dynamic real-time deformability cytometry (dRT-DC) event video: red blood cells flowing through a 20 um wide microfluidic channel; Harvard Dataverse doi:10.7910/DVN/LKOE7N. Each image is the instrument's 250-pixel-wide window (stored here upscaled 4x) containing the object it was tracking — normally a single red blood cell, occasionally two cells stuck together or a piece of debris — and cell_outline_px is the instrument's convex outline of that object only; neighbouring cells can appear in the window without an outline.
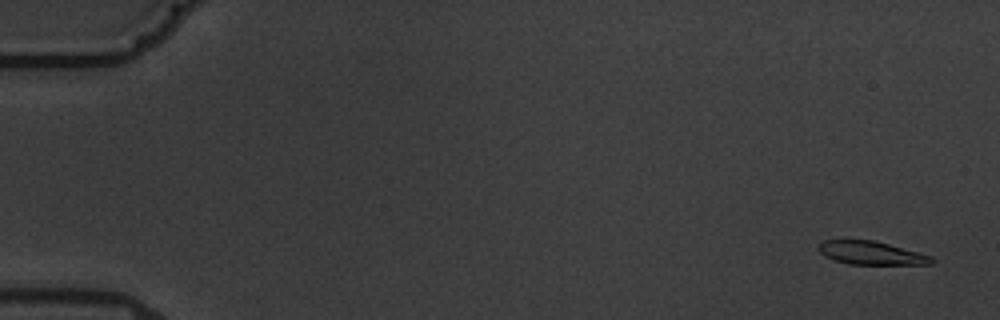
{"species": "common noctule bat (a hibernating species)", "species_latin": "Nyctalus noctula", "temperature_condition": "warm", "stored_images_in_passage": 5, "camera_frame_rate_fps": 3000, "um_per_image_px": 0.085, "animal": {"sex": "male", "body_mass_g": 19.5, "forearm_length_mm": 54.6}, "frame": {"image": 1, "passage_image": 1, "time_ms": 0.0, "image_size_px": [1000, 320], "cell_outline_px": [[936, 260], [932, 264], [848, 264], [832, 260], [824, 256], [816, 248], [824, 240], [872, 240], [888, 244], [932, 256]], "centroid_in_image_um": [74.02, 21.51], "position_along_channel_um": 11.0, "area_um2": 15.32}}